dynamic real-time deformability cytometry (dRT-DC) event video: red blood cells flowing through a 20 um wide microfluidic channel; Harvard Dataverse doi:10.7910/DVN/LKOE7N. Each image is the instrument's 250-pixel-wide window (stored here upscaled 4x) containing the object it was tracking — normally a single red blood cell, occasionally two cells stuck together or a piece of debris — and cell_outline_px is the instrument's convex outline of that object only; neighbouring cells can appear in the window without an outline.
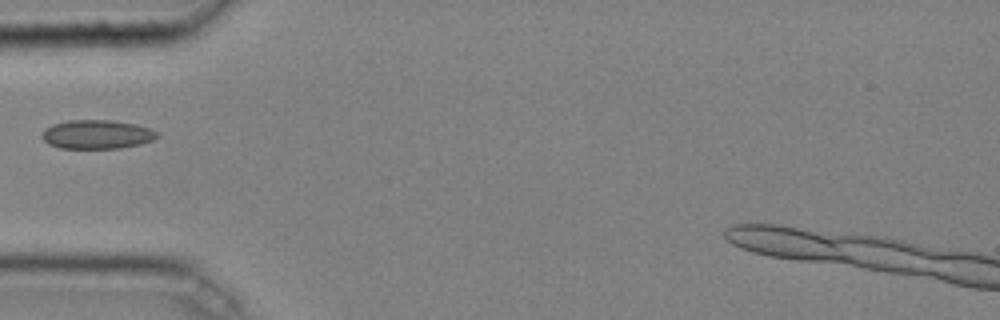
{"species": "common noctule bat (a hibernating species)", "species_latin": "Nyctalus noctula", "temperature_condition": "cold", "stored_images_in_passage": 29, "camera_frame_rate_fps": 3000, "um_per_image_px": 0.085, "animal": {"sex": "male", "body_mass_g": 20.4}, "frame": {"image": 1, "passage_image": 1, "time_ms": 0.0, "image_size_px": [1000, 320], "cell_outline_px": [[160, 136], [152, 140], [140, 144], [120, 148], [60, 148], [48, 144], [40, 136], [52, 124], [68, 120], [112, 120], [136, 124], [148, 128], [156, 132]], "centroid_in_image_um": [8.24, 11.42], "position_along_channel_um": 76.8, "area_um2": 19.31}}
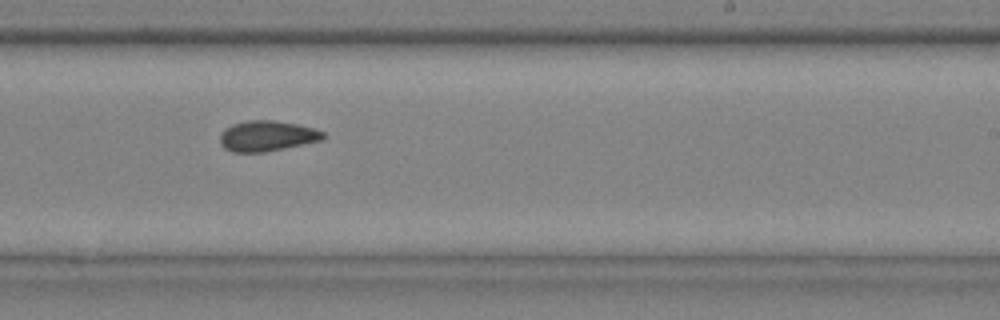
{"frame": {"image": 2, "passage_image": 15, "time_ms": 4.667, "image_size_px": [1000, 320], "cell_outline_px": [[324, 136], [320, 140], [284, 148], [264, 152], [232, 152], [224, 148], [220, 144], [220, 136], [232, 124], [248, 120], [272, 120], [296, 124], [316, 128], [324, 132]], "centroid_in_image_um": [22.69, 11.55], "position_along_channel_um": 266.3, "area_um2": 18.09}}
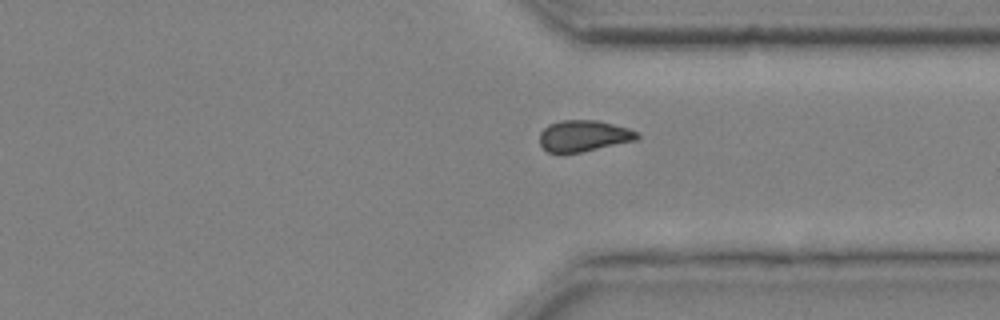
{"frame": {"image": 3, "passage_image": 22, "time_ms": 7.0, "image_size_px": [1000, 320], "cell_outline_px": [[640, 136], [636, 140], [580, 152], [548, 152], [540, 144], [540, 132], [548, 124], [560, 120], [596, 120], [628, 128], [640, 132]], "centroid_in_image_um": [49.62, 11.53], "position_along_channel_um": 361.8, "area_um2": 17.63}}